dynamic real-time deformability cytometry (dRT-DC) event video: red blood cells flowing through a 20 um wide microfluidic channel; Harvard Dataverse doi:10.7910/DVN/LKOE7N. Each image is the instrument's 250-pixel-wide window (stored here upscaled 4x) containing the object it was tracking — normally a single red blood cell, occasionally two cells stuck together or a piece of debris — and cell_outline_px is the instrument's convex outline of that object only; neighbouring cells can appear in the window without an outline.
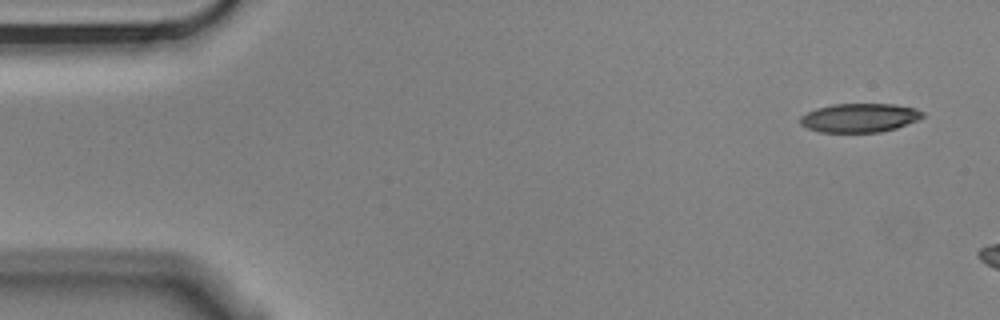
{"species": "Egyptian fruit bat (a non-hibernating species)", "species_latin": "Rousettus aegyptiacus", "temperature_condition": "cold", "stored_images_in_passage": 3, "camera_frame_rate_fps": 3000, "um_per_image_px": 0.085, "animal": {"sex": "male"}, "frame": {"image": 1, "passage_image": 1, "time_ms": 0.0, "image_size_px": [1000, 320], "cell_outline_px": [[924, 116], [916, 120], [896, 128], [880, 132], [820, 132], [808, 128], [800, 124], [800, 116], [816, 108], [832, 104], [896, 104], [916, 108], [924, 112]], "centroid_in_image_um": [73.06, 10.0], "position_along_channel_um": 11.9, "area_um2": 20.58}}